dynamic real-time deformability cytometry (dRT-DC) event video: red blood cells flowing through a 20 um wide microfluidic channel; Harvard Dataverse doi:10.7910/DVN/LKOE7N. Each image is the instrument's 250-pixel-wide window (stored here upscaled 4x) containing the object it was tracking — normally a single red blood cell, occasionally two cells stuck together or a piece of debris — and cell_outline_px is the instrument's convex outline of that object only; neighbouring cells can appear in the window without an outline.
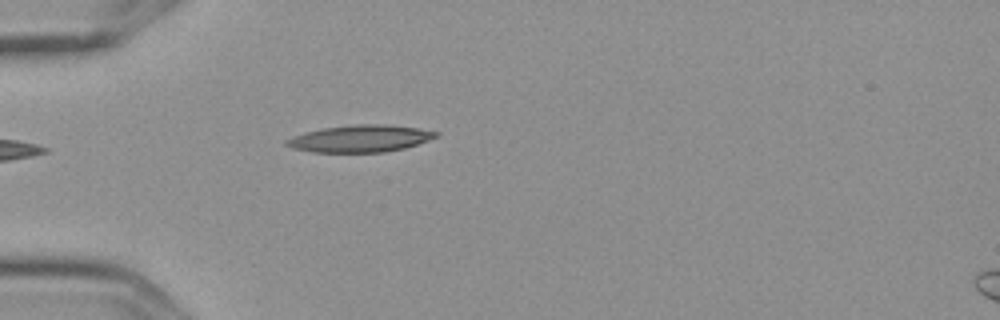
{"species": "Egyptian fruit bat (a non-hibernating species)", "species_latin": "Rousettus aegyptiacus", "temperature_condition": "cold", "stored_images_in_passage": 1, "camera_frame_rate_fps": 3000, "um_per_image_px": 0.085, "frame": {"image": 1, "passage_image": 1, "time_ms": 0.0, "image_size_px": [1000, 320], "cell_outline_px": [[440, 136], [404, 148], [384, 152], [312, 152], [292, 148], [284, 144], [284, 140], [292, 136], [304, 132], [324, 128], [356, 124], [384, 124], [420, 128], [440, 132]], "centroid_in_image_um": [30.61, 11.77], "position_along_channel_um": 54.4, "area_um2": 23.64}}